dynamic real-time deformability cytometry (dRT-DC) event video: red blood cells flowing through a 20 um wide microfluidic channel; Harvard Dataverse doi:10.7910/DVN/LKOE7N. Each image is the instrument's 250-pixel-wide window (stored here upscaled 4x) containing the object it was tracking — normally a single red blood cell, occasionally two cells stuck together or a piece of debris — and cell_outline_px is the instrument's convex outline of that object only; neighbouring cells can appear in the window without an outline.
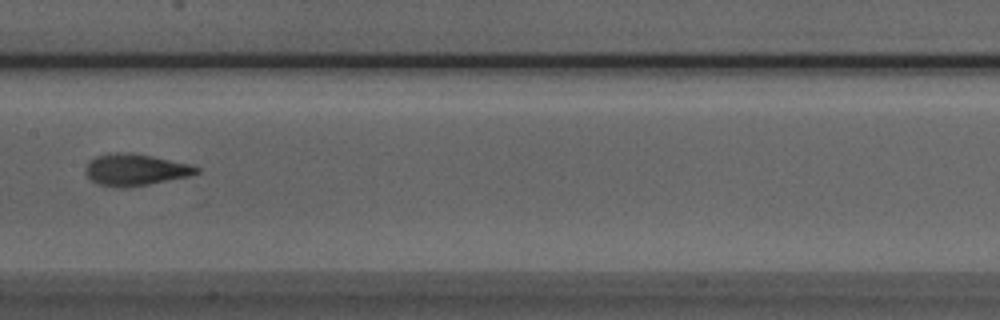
{"species": "Egyptian fruit bat (a non-hibernating species)", "species_latin": "Rousettus aegyptiacus", "temperature_condition": "room temperature", "stored_images_in_passage": 7, "camera_frame_rate_fps": 3000, "um_per_image_px": 0.085, "animal": {"sex": "male"}, "frame": {"image": 1, "passage_image": 7, "time_ms": 2.0, "image_size_px": [1000, 320], "cell_outline_px": [[200, 172], [192, 176], [148, 184], [124, 188], [120, 188], [100, 184], [92, 180], [84, 172], [84, 168], [88, 160], [96, 156], [108, 152], [128, 152], [152, 156], [188, 164], [200, 168]], "centroid_in_image_um": [11.48, 14.42], "position_along_channel_um": 195.9, "area_um2": 20.63}}